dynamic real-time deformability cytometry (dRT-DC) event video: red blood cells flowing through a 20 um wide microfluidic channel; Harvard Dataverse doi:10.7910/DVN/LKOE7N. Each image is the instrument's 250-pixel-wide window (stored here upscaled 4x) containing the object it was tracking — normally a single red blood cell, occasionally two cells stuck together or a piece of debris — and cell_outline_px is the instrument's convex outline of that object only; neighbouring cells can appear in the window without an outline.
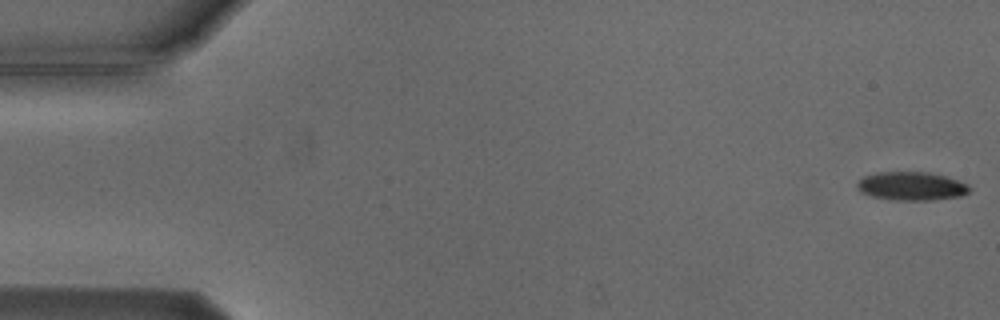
{"species": "Egyptian fruit bat (a non-hibernating species)", "species_latin": "Rousettus aegyptiacus", "temperature_condition": "cold", "stored_images_in_passage": 4, "camera_frame_rate_fps": 3000, "um_per_image_px": 0.085, "animal": {"sex": "male"}, "frame": {"image": 1, "passage_image": 1, "time_ms": 0.0, "image_size_px": [1000, 320], "cell_outline_px": [[972, 188], [968, 192], [960, 196], [932, 200], [896, 200], [872, 196], [860, 192], [856, 188], [856, 184], [864, 176], [876, 172], [932, 172], [948, 176], [968, 184]], "centroid_in_image_um": [77.49, 15.81], "position_along_channel_um": 7.5, "area_um2": 18.84}}
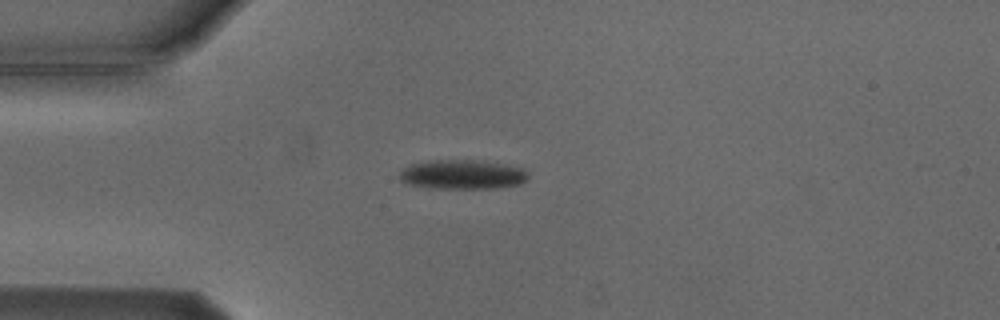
{"frame": {"image": 2, "passage_image": 4, "time_ms": 4.333, "image_size_px": [1000, 320], "cell_outline_px": [[528, 176], [520, 184], [496, 188], [428, 188], [404, 184], [400, 180], [400, 172], [404, 168], [412, 164], [428, 160], [476, 160], [504, 164], [520, 168], [528, 172]], "centroid_in_image_um": [39.25, 14.84], "position_along_channel_um": 45.7, "area_um2": 22.02}}